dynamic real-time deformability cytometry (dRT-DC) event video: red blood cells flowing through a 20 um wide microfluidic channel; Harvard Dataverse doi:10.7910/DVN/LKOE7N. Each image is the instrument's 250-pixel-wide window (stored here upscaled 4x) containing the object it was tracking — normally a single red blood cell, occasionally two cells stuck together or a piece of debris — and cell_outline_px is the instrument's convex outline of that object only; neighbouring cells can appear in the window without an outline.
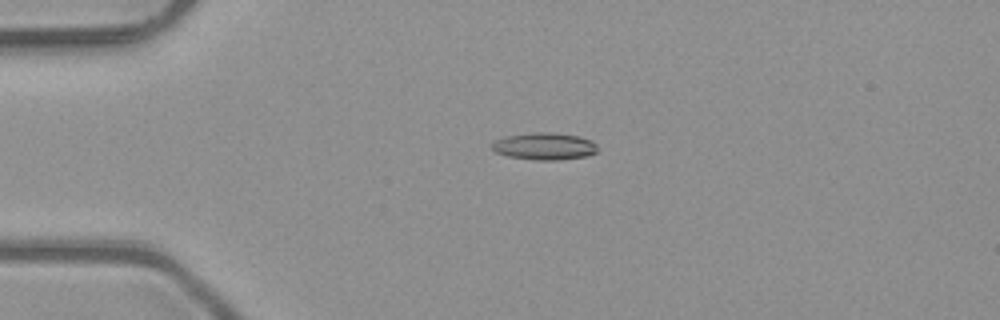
{"species": "common noctule bat (a hibernating species)", "species_latin": "Nyctalus noctula", "temperature_condition": "room temperature", "stored_images_in_passage": 4, "camera_frame_rate_fps": 3000, "um_per_image_px": 0.085, "animal": {"sex": "male", "body_mass_g": 23.1, "forearm_length_mm": 52.7}, "frame": {"image": 1, "passage_image": 3, "time_ms": 0.667, "image_size_px": [1000, 320], "cell_outline_px": [[596, 152], [584, 156], [556, 160], [536, 160], [508, 156], [496, 152], [488, 144], [496, 140], [508, 136], [532, 132], [552, 132], [580, 136], [592, 140], [596, 144]], "centroid_in_image_um": [46.26, 12.42], "position_along_channel_um": 38.7, "area_um2": 16.65}}